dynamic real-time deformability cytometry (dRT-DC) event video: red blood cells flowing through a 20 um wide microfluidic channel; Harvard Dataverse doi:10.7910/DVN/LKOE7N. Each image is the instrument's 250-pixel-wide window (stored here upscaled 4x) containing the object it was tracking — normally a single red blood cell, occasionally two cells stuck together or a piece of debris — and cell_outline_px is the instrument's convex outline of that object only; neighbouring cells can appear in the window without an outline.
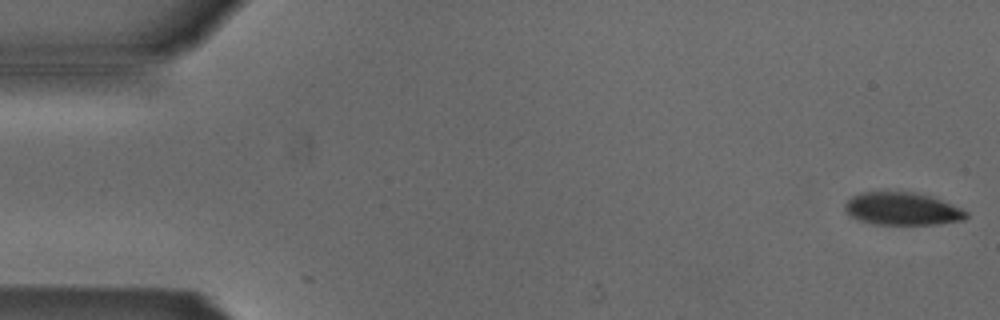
{"species": "Egyptian fruit bat (a non-hibernating species)", "species_latin": "Rousettus aegyptiacus", "temperature_condition": "cold", "stored_images_in_passage": 5, "camera_frame_rate_fps": 3000, "um_per_image_px": 0.085, "animal": {"sex": "male"}, "frame": {"image": 1, "passage_image": 1, "time_ms": 0.0, "image_size_px": [1000, 320], "cell_outline_px": [[968, 216], [964, 220], [936, 224], [876, 224], [860, 220], [852, 216], [844, 208], [844, 204], [852, 196], [860, 192], [884, 188], [912, 192], [932, 196], [960, 208], [968, 212]], "centroid_in_image_um": [76.66, 17.69], "position_along_channel_um": 8.3, "area_um2": 23.64}}
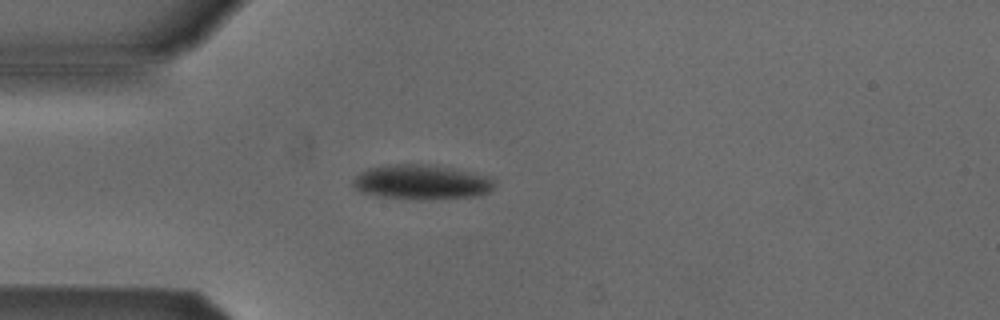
{"frame": {"image": 2, "passage_image": 4, "time_ms": 4.333, "image_size_px": [1000, 320], "cell_outline_px": [[496, 184], [488, 192], [472, 196], [420, 200], [376, 196], [364, 192], [356, 188], [352, 184], [352, 180], [360, 172], [368, 168], [388, 164], [428, 164], [488, 176]], "centroid_in_image_um": [35.77, 15.48], "position_along_channel_um": 49.2, "area_um2": 28.32}}